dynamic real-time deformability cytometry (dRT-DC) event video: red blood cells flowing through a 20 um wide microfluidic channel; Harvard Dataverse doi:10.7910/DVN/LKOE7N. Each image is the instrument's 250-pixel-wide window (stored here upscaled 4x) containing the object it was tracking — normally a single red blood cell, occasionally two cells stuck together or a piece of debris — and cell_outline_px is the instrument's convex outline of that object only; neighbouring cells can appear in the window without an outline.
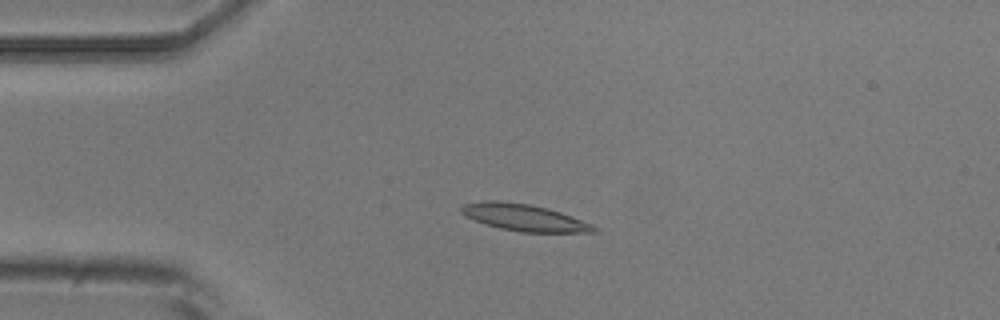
{"species": "common noctule bat (a hibernating species)", "species_latin": "Nyctalus noctula", "temperature_condition": "room temperature", "stored_images_in_passage": 5, "camera_frame_rate_fps": 3000, "um_per_image_px": 0.085, "animal": {"sex": "male", "body_mass_g": 20.5, "forearm_length_mm": 52.5}, "frame": {"image": 1, "passage_image": 3, "time_ms": 2.333, "image_size_px": [1000, 320], "cell_outline_px": [[600, 232], [520, 232], [500, 228], [484, 224], [464, 216], [460, 212], [460, 208], [464, 204], [488, 200], [496, 200], [528, 204], [560, 212], [592, 224]], "centroid_in_image_um": [44.51, 18.5], "position_along_channel_um": 40.5, "area_um2": 20.52}}
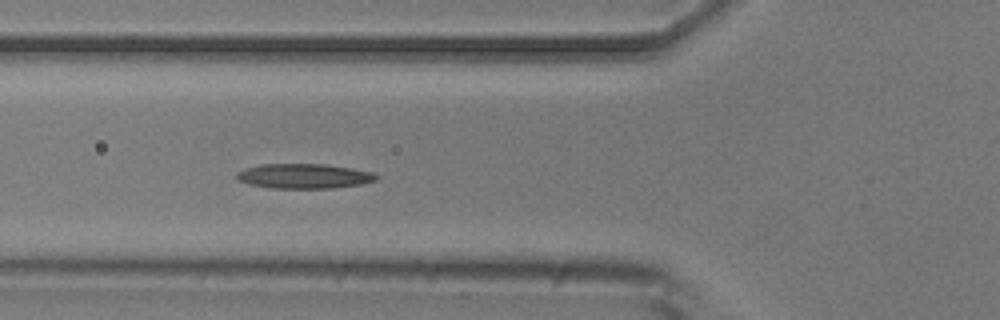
{"frame": {"image": 2, "passage_image": 5, "time_ms": 4.667, "image_size_px": [1000, 320], "cell_outline_px": [[380, 176], [376, 180], [360, 184], [332, 188], [272, 188], [248, 184], [236, 180], [236, 172], [244, 168], [260, 164], [324, 164], [352, 168], [372, 172]], "centroid_in_image_um": [25.8, 14.96], "position_along_channel_um": 100.0, "area_um2": 20.29}}